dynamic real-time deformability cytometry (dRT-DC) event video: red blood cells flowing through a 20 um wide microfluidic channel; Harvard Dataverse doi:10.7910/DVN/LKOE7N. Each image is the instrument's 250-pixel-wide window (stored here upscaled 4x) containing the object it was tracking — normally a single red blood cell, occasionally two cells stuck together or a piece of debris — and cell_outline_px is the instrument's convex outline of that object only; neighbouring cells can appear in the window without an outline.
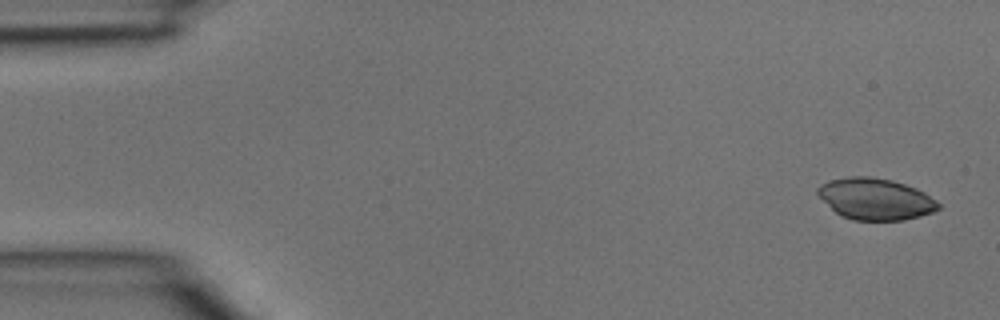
{"species": "common noctule bat (a hibernating species)", "species_latin": "Nyctalus noctula", "temperature_condition": "room temperature", "stored_images_in_passage": 5, "camera_frame_rate_fps": 3000, "um_per_image_px": 0.085, "animal": {"sex": "male", "body_mass_g": 15.6}, "frame": {"image": 1, "passage_image": 1, "time_ms": 0.0, "image_size_px": [1000, 320], "cell_outline_px": [[940, 208], [932, 212], [920, 216], [904, 220], [852, 220], [840, 216], [816, 192], [816, 188], [820, 184], [828, 180], [848, 176], [872, 176], [892, 180], [916, 188], [924, 192], [936, 200], [940, 204]], "centroid_in_image_um": [74.41, 16.9], "position_along_channel_um": 10.6, "area_um2": 29.25}}
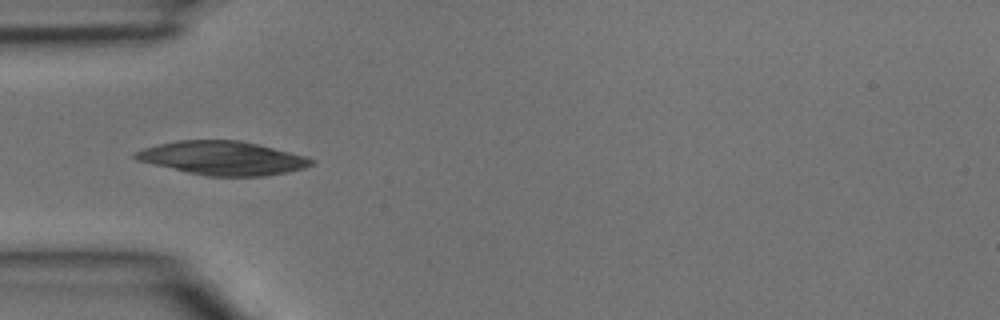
{"frame": {"image": 2, "passage_image": 4, "time_ms": 1.0, "image_size_px": [1000, 320], "cell_outline_px": [[316, 160], [312, 164], [304, 168], [288, 172], [264, 176], [208, 176], [188, 172], [136, 160], [132, 156], [132, 152], [144, 148], [176, 140], [240, 140], [304, 156]], "centroid_in_image_um": [18.89, 13.44], "position_along_channel_um": 66.1, "area_um2": 34.22}}